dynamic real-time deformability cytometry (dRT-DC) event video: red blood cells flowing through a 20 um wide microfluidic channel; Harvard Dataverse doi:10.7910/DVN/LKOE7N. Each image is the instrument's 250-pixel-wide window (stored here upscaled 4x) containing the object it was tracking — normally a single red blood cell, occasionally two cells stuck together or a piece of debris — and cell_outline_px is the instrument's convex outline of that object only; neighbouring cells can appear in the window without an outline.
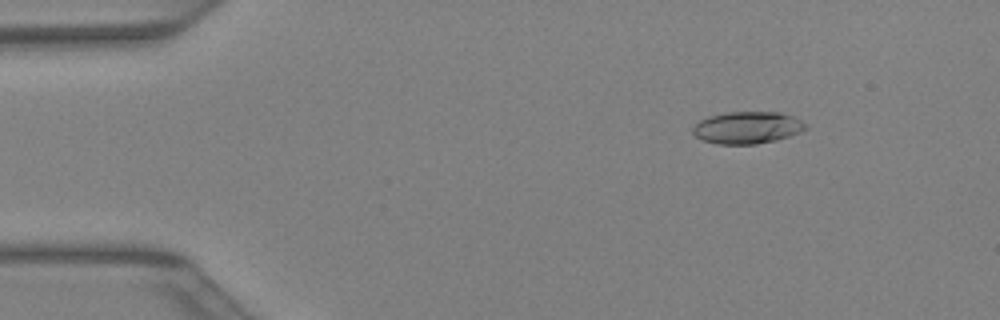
{"species": "Egyptian fruit bat (a non-hibernating species)", "species_latin": "Rousettus aegyptiacus", "temperature_condition": "warm", "stored_images_in_passage": 42, "camera_frame_rate_fps": 3000, "um_per_image_px": 0.085, "animal": {"sex": "female"}, "frame": {"image": 1, "passage_image": 6, "time_ms": 1.667, "image_size_px": [1000, 320], "cell_outline_px": [[808, 128], [800, 132], [776, 140], [756, 144], [720, 144], [704, 140], [696, 136], [692, 132], [692, 128], [700, 120], [712, 116], [728, 112], [780, 112], [792, 116], [808, 124]], "centroid_in_image_um": [63.56, 10.85], "position_along_channel_um": 21.4, "area_um2": 20.92}}
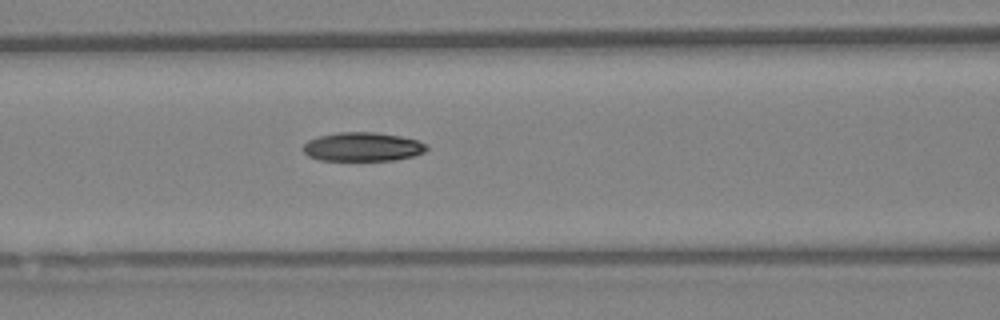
{"frame": {"image": 2, "passage_image": 18, "time_ms": 5.667, "image_size_px": [1000, 320], "cell_outline_px": [[428, 148], [424, 152], [416, 156], [396, 160], [320, 160], [308, 156], [304, 152], [304, 144], [308, 140], [320, 136], [340, 132], [376, 132], [400, 136], [416, 140], [428, 144]], "centroid_in_image_um": [30.86, 12.48], "position_along_channel_um": 135.7, "area_um2": 20.81}}
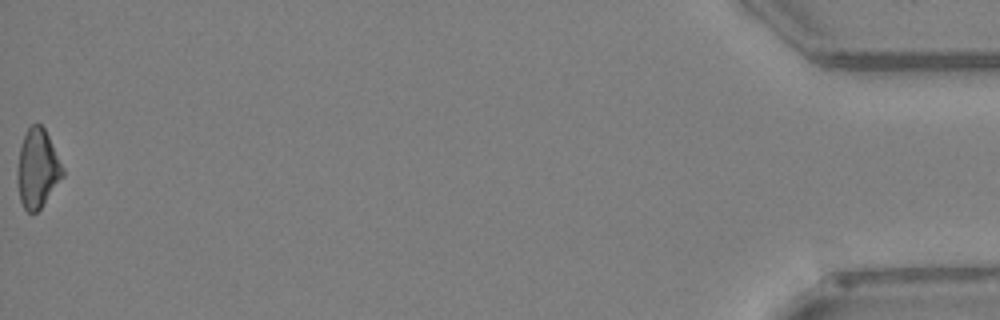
{"frame": {"image": 3, "passage_image": 42, "time_ms": 13.667, "image_size_px": [1000, 320], "cell_outline_px": [[64, 176], [40, 208], [36, 212], [28, 212], [24, 208], [20, 200], [16, 176], [16, 172], [20, 148], [24, 136], [28, 128], [32, 124], [40, 124], [44, 128], [64, 168]], "centroid_in_image_um": [3.18, 14.34], "position_along_channel_um": 432.0, "area_um2": 20.63}}